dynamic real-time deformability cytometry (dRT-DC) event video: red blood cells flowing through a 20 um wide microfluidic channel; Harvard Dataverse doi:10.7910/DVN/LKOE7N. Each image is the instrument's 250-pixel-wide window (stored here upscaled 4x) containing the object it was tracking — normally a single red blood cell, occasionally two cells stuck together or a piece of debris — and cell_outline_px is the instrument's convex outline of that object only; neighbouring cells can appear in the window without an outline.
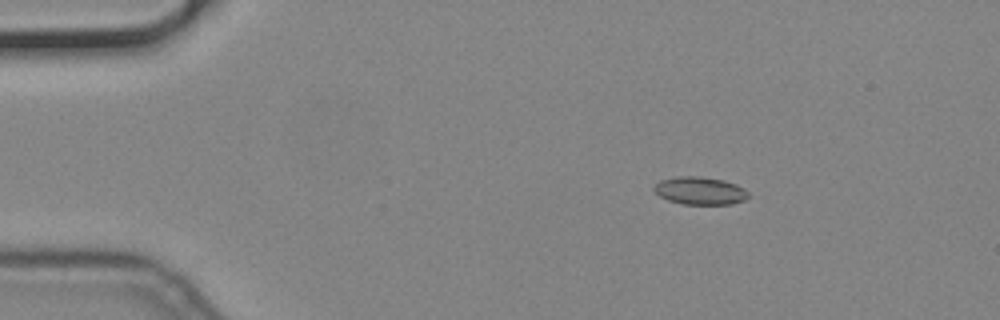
{"species": "common noctule bat (a hibernating species)", "species_latin": "Nyctalus noctula", "temperature_condition": "cold", "stored_images_in_passage": 56, "camera_frame_rate_fps": 3000, "um_per_image_px": 0.085, "animal": {"sex": "male", "body_mass_g": 19.2, "forearm_length_mm": 51.8}, "frame": {"image": 1, "passage_image": 9, "time_ms": 2.667, "image_size_px": [1000, 320], "cell_outline_px": [[752, 196], [744, 200], [732, 204], [684, 204], [668, 200], [660, 196], [652, 188], [660, 180], [676, 176], [696, 176], [724, 180], [736, 184], [744, 188]], "centroid_in_image_um": [59.53, 16.21], "position_along_channel_um": 25.5, "area_um2": 15.32}}
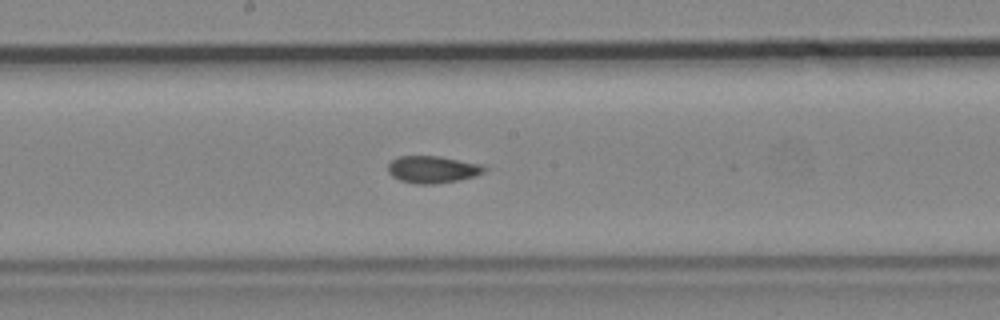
{"frame": {"image": 2, "passage_image": 30, "time_ms": 9.667, "image_size_px": [1000, 320], "cell_outline_px": [[492, 168], [476, 176], [460, 180], [432, 184], [416, 184], [400, 180], [392, 176], [388, 172], [388, 164], [392, 160], [400, 156], [440, 156], [484, 164]], "centroid_in_image_um": [36.85, 14.4], "position_along_channel_um": 211.3, "area_um2": 15.55}}
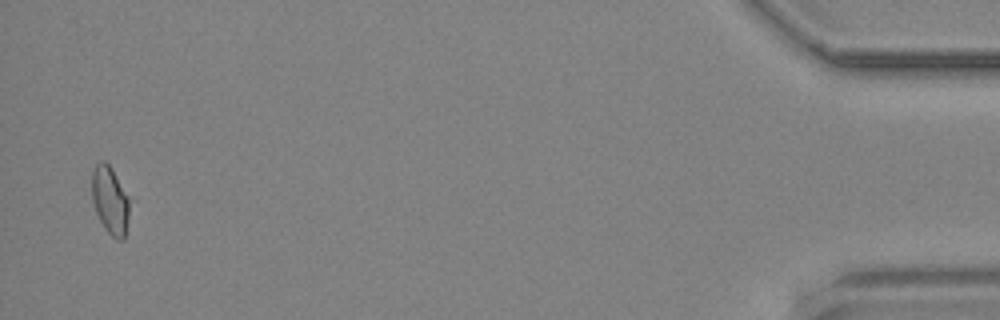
{"frame": {"image": 3, "passage_image": 55, "time_ms": 18.0, "image_size_px": [1000, 320], "cell_outline_px": [[136, 200], [124, 240], [116, 240], [108, 232], [100, 220], [96, 212], [92, 200], [92, 168], [100, 160], [104, 160], [112, 168]], "centroid_in_image_um": [9.49, 17.02], "position_along_channel_um": 425.7, "area_um2": 16.36}}